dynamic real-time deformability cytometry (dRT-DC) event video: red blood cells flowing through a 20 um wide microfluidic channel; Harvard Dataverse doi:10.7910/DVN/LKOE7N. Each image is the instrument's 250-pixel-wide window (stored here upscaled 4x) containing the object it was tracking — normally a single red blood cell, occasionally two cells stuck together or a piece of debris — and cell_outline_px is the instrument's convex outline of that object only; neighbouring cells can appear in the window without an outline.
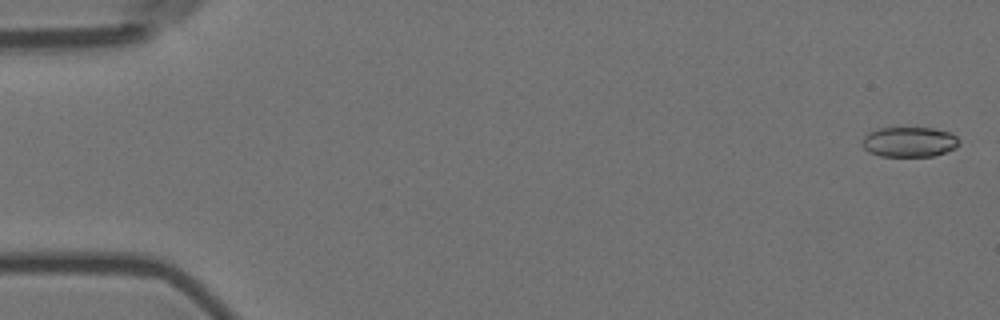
{"species": "Egyptian fruit bat (a non-hibernating species)", "species_latin": "Rousettus aegyptiacus", "temperature_condition": "room temperature", "stored_images_in_passage": 58, "camera_frame_rate_fps": 3000, "um_per_image_px": 0.085, "animal": {"sex": "female"}, "frame": {"image": 1, "passage_image": 2, "time_ms": 0.333, "image_size_px": [1000, 320], "cell_outline_px": [[960, 144], [956, 148], [932, 156], [880, 156], [868, 152], [860, 144], [864, 136], [868, 132], [880, 128], [932, 128], [948, 132], [956, 136], [960, 140]], "centroid_in_image_um": [77.26, 12.06], "position_along_channel_um": 7.7, "area_um2": 17.05}}
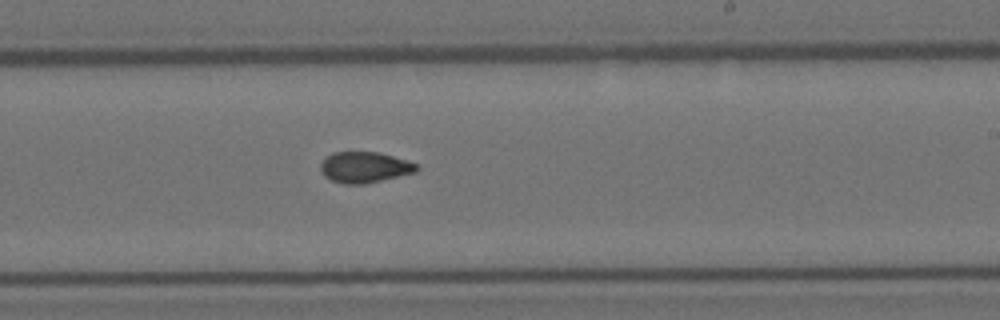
{"frame": {"image": 2, "passage_image": 35, "time_ms": 11.333, "image_size_px": [1000, 320], "cell_outline_px": [[420, 168], [416, 172], [364, 184], [344, 184], [332, 180], [324, 176], [320, 172], [320, 164], [332, 152], [380, 152], [416, 164]], "centroid_in_image_um": [30.96, 14.22], "position_along_channel_um": 258.0, "area_um2": 17.17}}
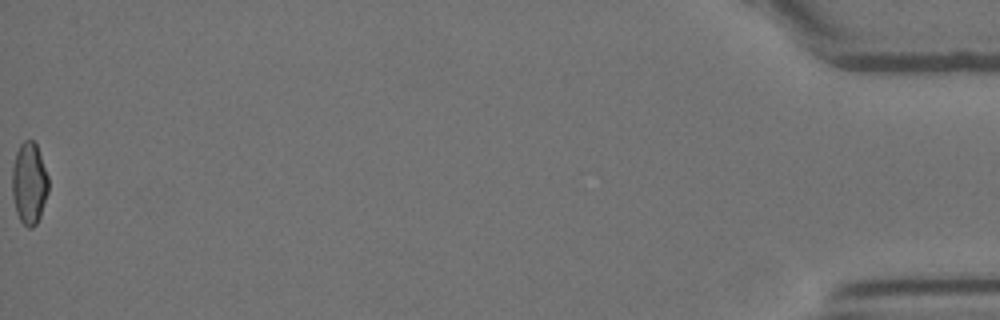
{"frame": {"image": 3, "passage_image": 58, "time_ms": 19.0, "image_size_px": [1000, 320], "cell_outline_px": [[48, 192], [40, 216], [36, 224], [32, 228], [28, 228], [20, 220], [16, 212], [12, 196], [12, 168], [16, 152], [20, 144], [24, 140], [32, 140], [36, 144], [48, 176]], "centroid_in_image_um": [2.47, 15.59], "position_along_channel_um": 432.7, "area_um2": 17.28}, "authors_computed_cell_mechanics": {"area_um2": 17.3978, "velocity_mm_per_s": 3.5936, "shape_relaxation_time_tau1_ms": 7.3154, "shape_relaxation_time_tau2_ms": 2.1695, "deformation_change_tau1": 0.1916, "deformation_change_tau2": 0.0711}}